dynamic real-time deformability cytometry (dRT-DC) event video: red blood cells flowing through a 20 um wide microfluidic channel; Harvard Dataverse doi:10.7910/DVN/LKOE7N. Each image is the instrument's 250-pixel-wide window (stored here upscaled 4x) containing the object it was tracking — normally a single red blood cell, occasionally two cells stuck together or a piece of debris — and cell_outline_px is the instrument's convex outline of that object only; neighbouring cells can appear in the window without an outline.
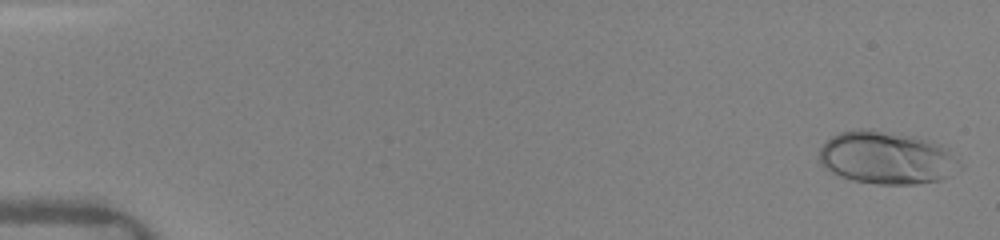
{"species": "human", "species_latin": "Homo sapiens", "temperature_condition": "warm", "stored_images_in_passage": 27, "camera_frame_rate_fps": 3000, "um_per_image_px": 0.085, "donor": {"sex": "female"}, "frame": {"image": 1, "passage_image": 1, "time_ms": 0.0, "image_size_px": [1000, 240], "cell_outline_px": [[948, 156], [944, 176], [940, 180], [916, 184], [876, 184], [852, 180], [840, 176], [824, 168], [816, 160], [820, 148], [832, 136], [840, 132], [856, 128], [872, 128], [916, 136], [940, 144], [948, 148]], "centroid_in_image_um": [75.1, 13.37], "position_along_channel_um": 9.9, "area_um2": 42.02}}
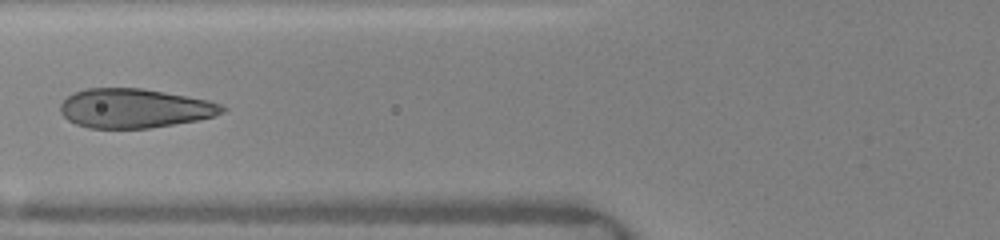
{"frame": {"image": 2, "passage_image": 13, "time_ms": 6.333, "image_size_px": [1000, 240], "cell_outline_px": [[228, 108], [224, 112], [212, 116], [196, 120], [148, 128], [88, 128], [76, 124], [68, 120], [60, 112], [60, 104], [72, 92], [88, 88], [140, 88], [164, 92], [208, 100], [220, 104]], "centroid_in_image_um": [11.4, 9.2], "position_along_channel_um": 114.4, "area_um2": 36.82}}
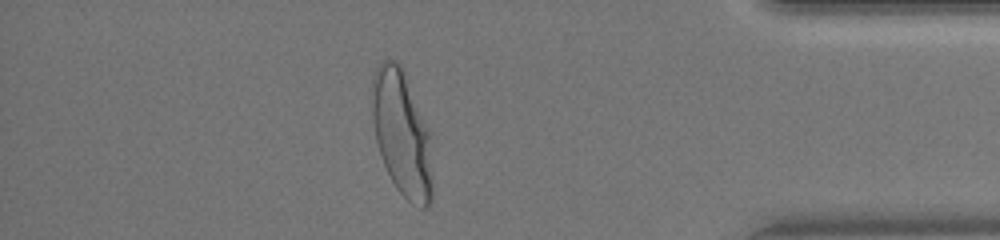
{"frame": {"image": 3, "passage_image": 25, "time_ms": 14.0, "image_size_px": [1000, 240], "cell_outline_px": [[432, 204], [428, 208], [420, 208], [412, 204], [396, 188], [384, 164], [376, 140], [372, 120], [372, 76], [376, 68], [384, 60], [396, 60], [400, 64], [404, 72], [432, 132]], "centroid_in_image_um": [34.2, 11.37], "position_along_channel_um": 401.0, "area_um2": 44.97}, "authors_computed_cell_mechanics": {"area_um2": 38.6104, "velocity_mm_per_s": 4.1151, "shape_relaxation_time_tau1_ms": 4.1387, "shape_relaxation_time_tau2_ms": null, "deformation_change_tau1": 0.2245, "deformation_change_tau2": null}}